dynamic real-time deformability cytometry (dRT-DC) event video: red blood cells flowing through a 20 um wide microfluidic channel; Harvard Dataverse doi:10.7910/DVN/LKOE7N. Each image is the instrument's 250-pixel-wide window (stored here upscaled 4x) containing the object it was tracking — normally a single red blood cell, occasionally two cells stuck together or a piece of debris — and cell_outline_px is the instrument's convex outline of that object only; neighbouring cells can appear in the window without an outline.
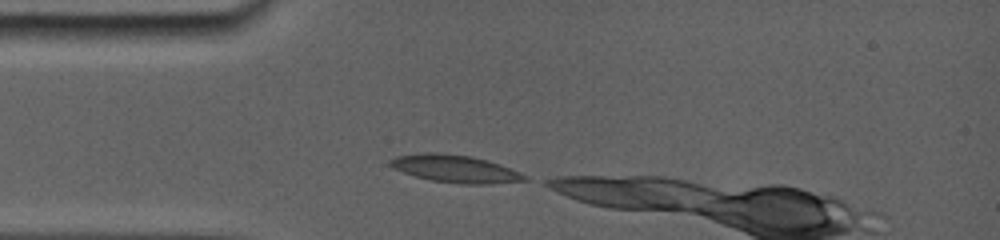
{"species": "common noctule bat (a hibernating species)", "species_latin": "Nyctalus noctula", "temperature_condition": "room temperature", "stored_images_in_passage": 1, "camera_frame_rate_fps": 5000, "um_per_image_px": 0.085, "animal": {"sex": "female", "body_mass_g": 19.0, "forearm_length_mm": 56.7}, "frame": {"image": 1, "passage_image": 1, "time_ms": 0.0, "image_size_px": [1000, 240], "cell_outline_px": [[528, 180], [488, 184], [460, 184], [432, 180], [416, 176], [392, 168], [388, 164], [388, 160], [396, 156], [468, 156], [484, 160], [520, 172], [528, 176]], "centroid_in_image_um": [38.76, 14.42], "position_along_channel_um": 46.2, "area_um2": 20.06}}